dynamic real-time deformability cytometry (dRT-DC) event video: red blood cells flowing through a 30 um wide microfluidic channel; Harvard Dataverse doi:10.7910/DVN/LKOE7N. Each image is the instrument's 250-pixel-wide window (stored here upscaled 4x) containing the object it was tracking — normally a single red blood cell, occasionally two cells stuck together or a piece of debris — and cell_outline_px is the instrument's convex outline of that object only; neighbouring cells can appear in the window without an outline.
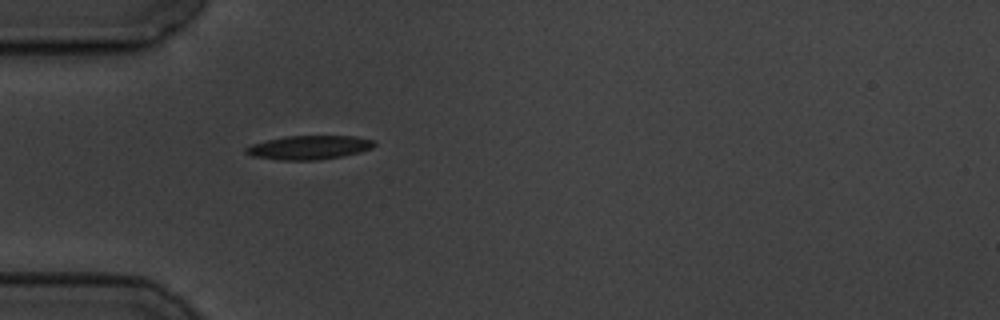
{"species": "common noctule bat (a hibernating species)", "species_latin": "Nyctalus noctula", "temperature_condition": "cold", "stored_images_in_passage": 1, "camera_frame_rate_fps": 3000, "um_per_image_px": 0.085, "animal": {"sex": "male", "body_mass_g": 19.5, "forearm_length_mm": 54.6}, "frame": {"image": 1, "passage_image": 1, "time_ms": 0.0, "image_size_px": [1000, 320], "cell_outline_px": [[376, 144], [372, 148], [360, 152], [344, 156], [320, 160], [280, 160], [252, 156], [244, 152], [244, 148], [252, 144], [284, 136], [356, 136], [372, 140]], "centroid_in_image_um": [26.27, 12.54], "position_along_channel_um": 58.7, "area_um2": 17.92}}